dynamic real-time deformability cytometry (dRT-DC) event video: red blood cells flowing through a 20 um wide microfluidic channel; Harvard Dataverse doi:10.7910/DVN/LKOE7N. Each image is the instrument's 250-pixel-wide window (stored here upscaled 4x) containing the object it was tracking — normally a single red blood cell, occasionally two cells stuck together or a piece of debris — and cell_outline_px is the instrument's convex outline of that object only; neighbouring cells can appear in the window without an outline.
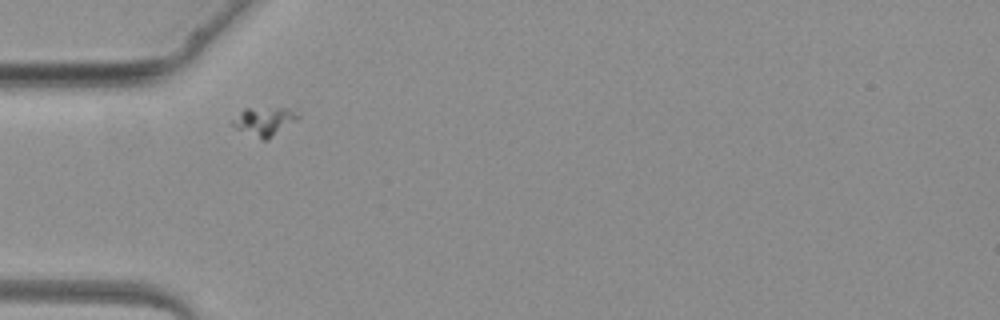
{"species": "common noctule bat (a hibernating species)", "species_latin": "Nyctalus noctula", "temperature_condition": "warm", "stored_images_in_passage": 4, "camera_frame_rate_fps": 3000, "um_per_image_px": 0.085, "animal": {"sex": "female", "body_mass_g": 19.3, "forearm_length_mm": 54.1}, "frame": {"image": 1, "passage_image": 3, "time_ms": 5.667, "image_size_px": [1000, 320], "cell_outline_px": [[300, 116], [296, 120], [268, 140], [260, 140], [236, 128], [232, 124], [232, 120], [244, 108], [284, 108], [300, 112]], "centroid_in_image_um": [22.47, 10.32], "position_along_channel_um": 62.5, "area_um2": 10.87}}
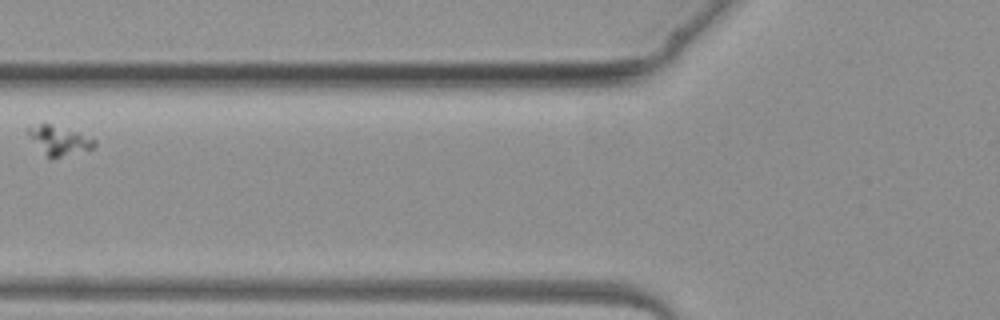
{"frame": {"image": 2, "passage_image": 4, "time_ms": 7.0, "image_size_px": [1000, 320], "cell_outline_px": [[96, 144], [92, 148], [52, 160], [48, 160], [28, 136], [24, 128], [40, 124], [48, 124], [76, 132], [96, 140]], "centroid_in_image_um": [4.95, 11.98], "position_along_channel_um": 120.9, "area_um2": 11.27}}